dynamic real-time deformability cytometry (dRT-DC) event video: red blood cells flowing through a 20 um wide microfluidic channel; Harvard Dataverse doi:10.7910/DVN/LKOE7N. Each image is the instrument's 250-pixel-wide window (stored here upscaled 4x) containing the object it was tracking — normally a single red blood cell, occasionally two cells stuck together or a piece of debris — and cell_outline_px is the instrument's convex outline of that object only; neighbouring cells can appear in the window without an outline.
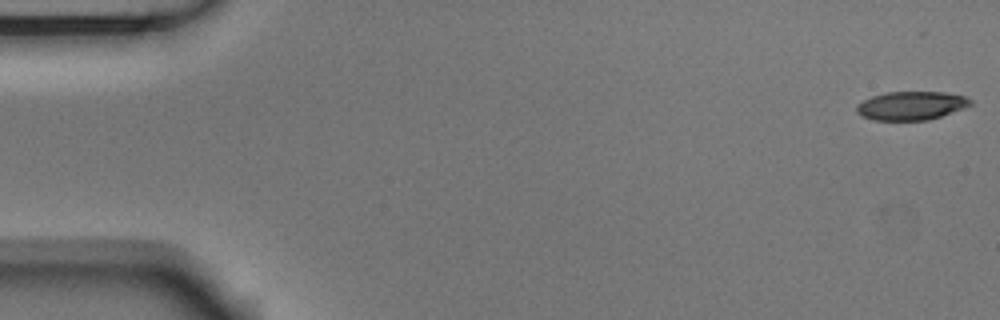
{"species": "Egyptian fruit bat (a non-hibernating species)", "species_latin": "Rousettus aegyptiacus", "temperature_condition": "room temperature", "stored_images_in_passage": 53, "camera_frame_rate_fps": 3000, "um_per_image_px": 0.085, "animal": {"sex": "male"}, "frame": {"image": 1, "passage_image": 1, "time_ms": 0.0, "image_size_px": [1000, 320], "cell_outline_px": [[972, 104], [964, 108], [928, 120], [872, 120], [860, 116], [856, 112], [856, 104], [872, 96], [884, 92], [944, 92], [964, 96], [972, 100]], "centroid_in_image_um": [77.41, 8.98], "position_along_channel_um": 7.6, "area_um2": 19.02}}
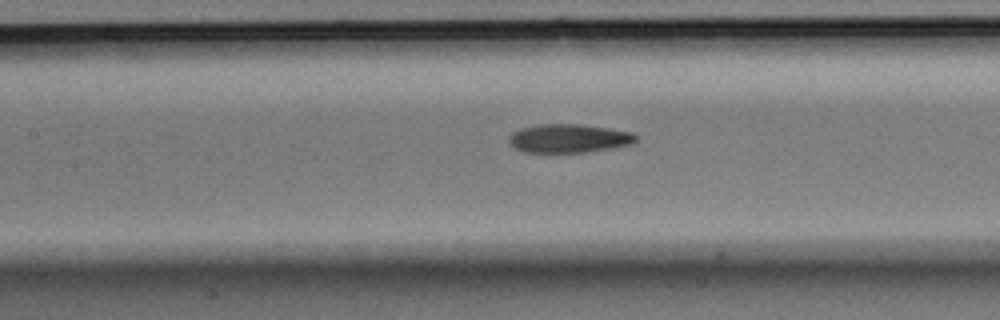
{"frame": {"image": 2, "passage_image": 24, "time_ms": 7.667, "image_size_px": [1000, 320], "cell_outline_px": [[636, 140], [632, 144], [584, 152], [524, 152], [516, 148], [508, 140], [508, 136], [512, 132], [520, 128], [540, 124], [580, 124], [608, 128], [632, 132], [636, 136]], "centroid_in_image_um": [48.32, 11.75], "position_along_channel_um": 159.1, "area_um2": 20.98}}
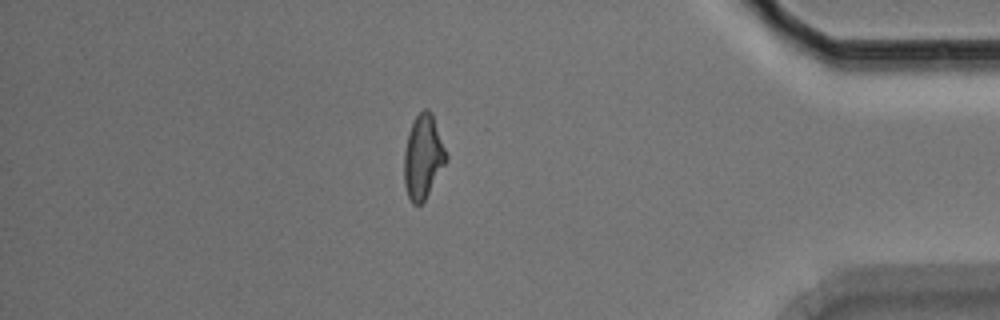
{"frame": {"image": 3, "passage_image": 46, "time_ms": 15.0, "image_size_px": [1000, 320], "cell_outline_px": [[448, 160], [424, 200], [420, 204], [412, 204], [408, 196], [404, 184], [404, 152], [408, 132], [416, 116], [424, 108], [428, 108], [432, 112], [448, 156]], "centroid_in_image_um": [35.97, 13.31], "position_along_channel_um": 399.2, "area_um2": 20.58}, "authors_computed_cell_mechanics": {"area_um2": 20.6924, "velocity_mm_per_s": 3.7637, "shape_relaxation_time_tau1_ms": 7.8444, "shape_relaxation_time_tau2_ms": 3.6908, "deformation_change_tau1": 0.1845, "deformation_change_tau2": 0.1188}}